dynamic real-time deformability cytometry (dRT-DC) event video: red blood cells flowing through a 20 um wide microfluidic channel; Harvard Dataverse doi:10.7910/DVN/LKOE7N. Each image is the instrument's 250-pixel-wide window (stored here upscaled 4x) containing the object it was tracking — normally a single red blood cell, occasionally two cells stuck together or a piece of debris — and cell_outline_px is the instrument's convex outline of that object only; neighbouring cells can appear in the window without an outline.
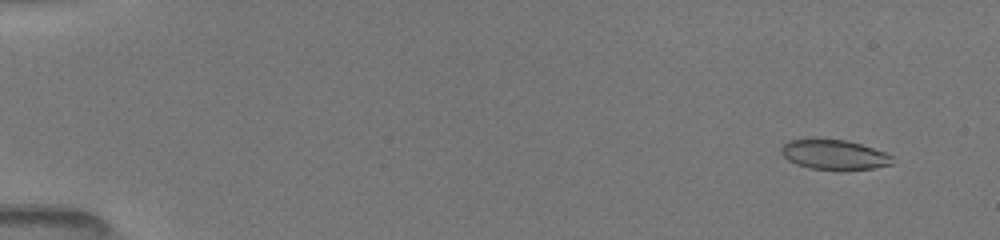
{"species": "common noctule bat (a hibernating species)", "species_latin": "Nyctalus noctula", "temperature_condition": "room temperature", "stored_images_in_passage": 51, "camera_frame_rate_fps": 3000, "um_per_image_px": 0.085, "animal": {"sex": "female", "body_mass_g": 19.5, "forearm_length_mm": 54.1}, "frame": {"image": 1, "passage_image": 4, "time_ms": 1.0, "image_size_px": [1000, 240], "cell_outline_px": [[892, 164], [872, 168], [848, 172], [808, 168], [796, 164], [788, 160], [780, 152], [780, 148], [788, 140], [808, 136], [812, 136], [848, 140], [884, 152], [892, 156]], "centroid_in_image_um": [70.83, 13.13], "position_along_channel_um": 14.2, "area_um2": 20.4}}
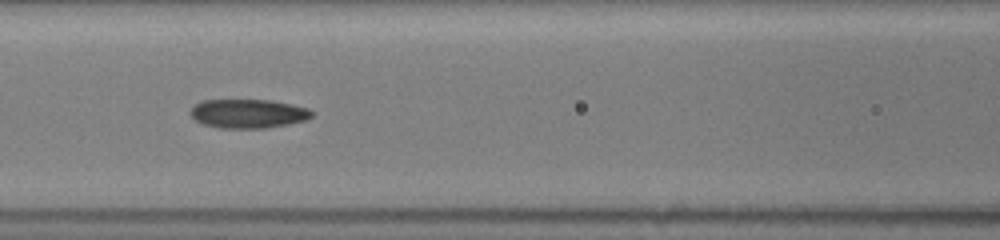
{"frame": {"image": 2, "passage_image": 24, "time_ms": 7.667, "image_size_px": [1000, 240], "cell_outline_px": [[312, 116], [304, 120], [288, 124], [264, 128], [220, 128], [204, 124], [196, 120], [188, 112], [200, 100], [272, 100], [292, 104], [308, 108], [312, 112]], "centroid_in_image_um": [21.08, 9.65], "position_along_channel_um": 145.5, "area_um2": 20.4}}
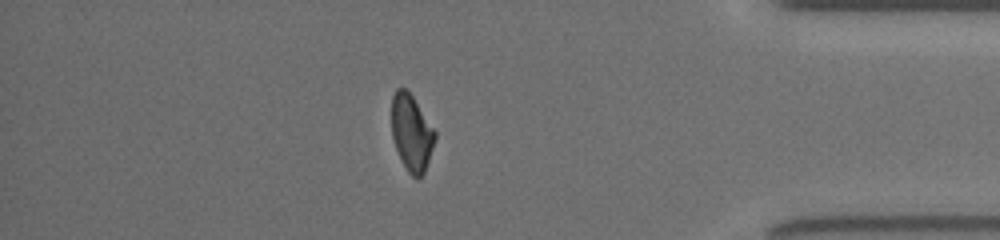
{"frame": {"image": 3, "passage_image": 45, "time_ms": 14.667, "image_size_px": [1000, 240], "cell_outline_px": [[436, 136], [424, 172], [416, 180], [408, 172], [396, 148], [392, 136], [392, 96], [396, 88], [404, 88], [412, 96], [436, 132]], "centroid_in_image_um": [34.97, 11.28], "position_along_channel_um": 400.2, "area_um2": 18.84}, "authors_computed_cell_mechanics": {"area_um2": 20.4034, "velocity_mm_per_s": 4.0516, "shape_relaxation_time_tau1_ms": null, "shape_relaxation_time_tau2_ms": 3.7611, "deformation_change_tau1": null, "deformation_change_tau2": 0.0958}}